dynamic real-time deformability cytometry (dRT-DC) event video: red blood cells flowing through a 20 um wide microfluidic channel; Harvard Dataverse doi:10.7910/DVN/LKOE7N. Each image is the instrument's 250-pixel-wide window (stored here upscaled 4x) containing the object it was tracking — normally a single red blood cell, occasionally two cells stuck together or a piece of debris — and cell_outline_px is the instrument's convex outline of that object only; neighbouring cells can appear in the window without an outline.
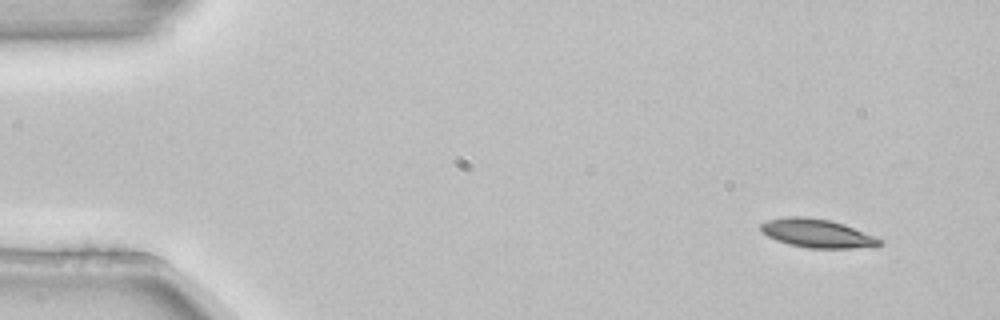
{"species": "common noctule bat (a hibernating species)", "species_latin": "Nyctalus noctula", "temperature_condition": "room temperature", "stored_images_in_passage": 4, "camera_frame_rate_fps": 3000, "um_per_image_px": 0.085, "animal": {"sex": "female", "body_mass_g": 22.7, "forearm_length_mm": 54.2}, "frame": {"image": 1, "passage_image": 1, "time_ms": 0.0, "image_size_px": [1000, 320], "cell_outline_px": [[884, 240], [876, 248], [808, 248], [788, 244], [776, 240], [760, 232], [760, 224], [764, 220], [788, 216], [804, 216], [832, 220], [844, 224]], "centroid_in_image_um": [69.45, 19.83], "position_along_channel_um": 15.5, "area_um2": 20.17}}
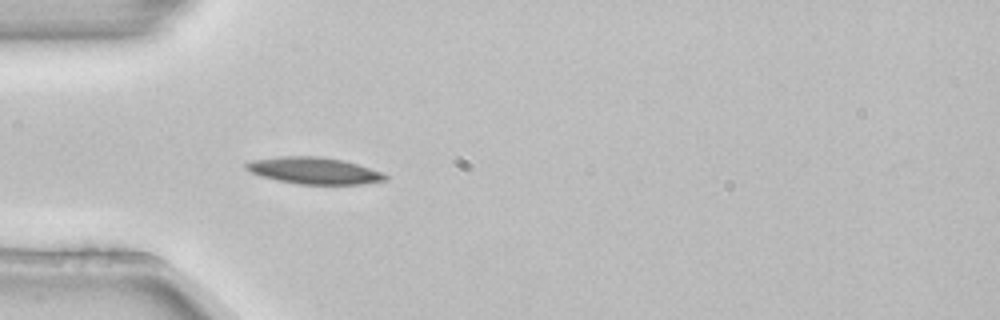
{"frame": {"image": 2, "passage_image": 4, "time_ms": 1.0, "image_size_px": [1000, 320], "cell_outline_px": [[388, 180], [364, 184], [296, 184], [276, 180], [260, 176], [244, 168], [244, 164], [252, 160], [280, 156], [320, 156], [344, 160], [384, 172], [388, 176]], "centroid_in_image_um": [26.72, 14.5], "position_along_channel_um": 58.3, "area_um2": 21.91}}